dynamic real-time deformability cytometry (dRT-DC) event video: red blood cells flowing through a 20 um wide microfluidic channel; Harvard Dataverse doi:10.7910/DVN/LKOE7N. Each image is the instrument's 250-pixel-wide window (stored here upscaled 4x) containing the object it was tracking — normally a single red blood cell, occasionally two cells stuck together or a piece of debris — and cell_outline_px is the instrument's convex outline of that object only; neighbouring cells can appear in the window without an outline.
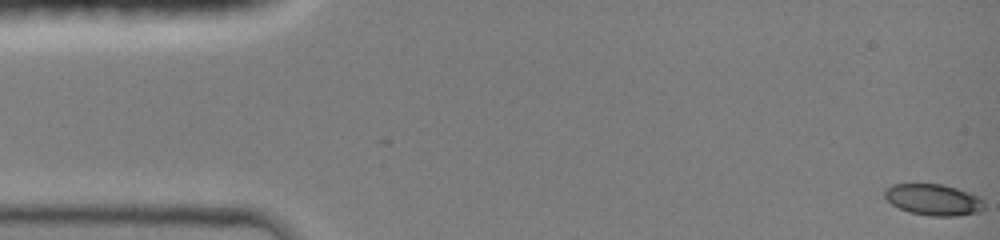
{"species": "common noctule bat (a hibernating species)", "species_latin": "Nyctalus noctula", "temperature_condition": "room temperature", "stored_images_in_passage": 47, "camera_frame_rate_fps": 3000, "um_per_image_px": 0.085, "animal": {"sex": "female", "body_mass_g": 19.0, "forearm_length_mm": 51.5}, "frame": {"image": 1, "passage_image": 1, "time_ms": 0.0, "image_size_px": [1000, 240], "cell_outline_px": [[984, 208], [976, 212], [956, 216], [932, 216], [908, 212], [892, 204], [884, 196], [884, 192], [892, 184], [940, 184], [956, 188], [976, 196], [984, 204]], "centroid_in_image_um": [79.3, 16.98], "position_along_channel_um": 5.7, "area_um2": 17.74}}
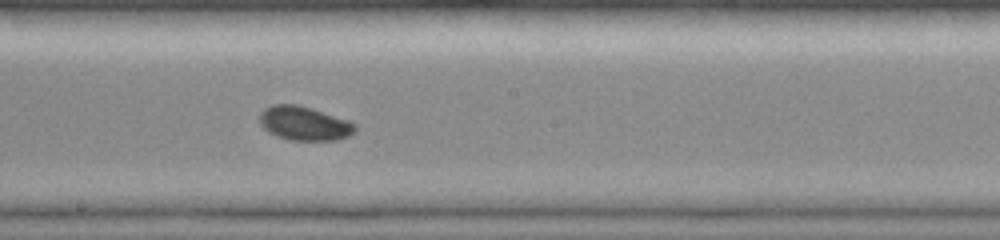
{"frame": {"image": 2, "passage_image": 26, "time_ms": 8.333, "image_size_px": [1000, 240], "cell_outline_px": [[356, 132], [348, 136], [336, 140], [288, 140], [276, 136], [268, 132], [260, 124], [260, 112], [264, 108], [272, 104], [296, 104], [312, 108], [348, 120], [356, 124]], "centroid_in_image_um": [25.86, 10.48], "position_along_channel_um": 222.3, "area_um2": 19.07}}
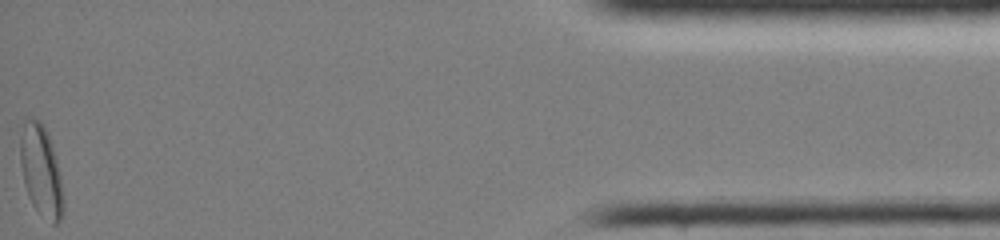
{"frame": {"image": 3, "passage_image": 47, "time_ms": 15.333, "image_size_px": [1000, 240], "cell_outline_px": [[64, 212], [60, 220], [56, 224], [52, 224], [32, 204], [28, 196], [24, 184], [20, 164], [20, 136], [24, 120], [40, 120], [48, 132], [52, 144], [60, 176], [64, 200]], "centroid_in_image_um": [3.49, 14.53], "position_along_channel_um": 431.7, "area_um2": 22.83}, "authors_computed_cell_mechanics": {"area_um2": 18.3804, "velocity_mm_per_s": 4.1575, "shape_relaxation_time_tau1_ms": 1.7692, "shape_relaxation_time_tau2_ms": null, "deformation_change_tau1": 0.0745, "deformation_change_tau2": null}}